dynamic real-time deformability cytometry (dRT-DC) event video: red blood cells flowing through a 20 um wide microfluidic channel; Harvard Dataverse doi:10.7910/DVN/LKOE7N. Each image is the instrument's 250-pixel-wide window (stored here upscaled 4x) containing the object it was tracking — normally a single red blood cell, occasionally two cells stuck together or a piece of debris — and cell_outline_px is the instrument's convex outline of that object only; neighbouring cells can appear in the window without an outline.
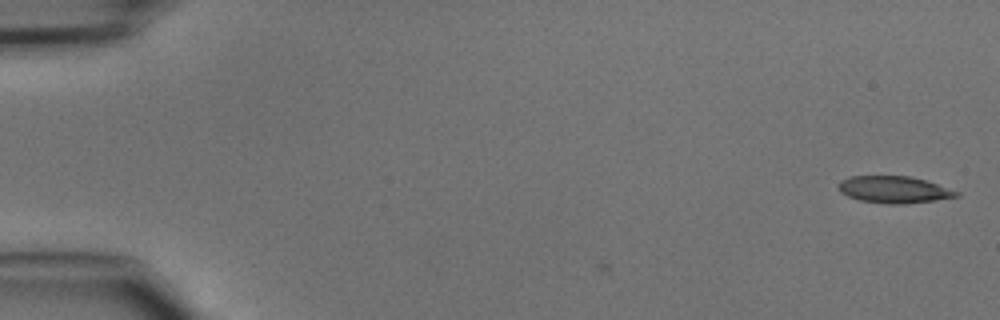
{"species": "common noctule bat (a hibernating species)", "species_latin": "Nyctalus noctula", "temperature_condition": "cold", "stored_images_in_passage": 4, "camera_frame_rate_fps": 3000, "um_per_image_px": 0.085, "animal": {"sex": "male", "body_mass_g": 15.6}, "frame": {"image": 1, "passage_image": 4, "time_ms": 1.0, "image_size_px": [1000, 320], "cell_outline_px": [[960, 196], [904, 204], [888, 204], [860, 200], [848, 196], [840, 192], [840, 180], [852, 176], [908, 176], [924, 180], [960, 192]], "centroid_in_image_um": [75.98, 16.12], "position_along_channel_um": 9.0, "area_um2": 18.15}}